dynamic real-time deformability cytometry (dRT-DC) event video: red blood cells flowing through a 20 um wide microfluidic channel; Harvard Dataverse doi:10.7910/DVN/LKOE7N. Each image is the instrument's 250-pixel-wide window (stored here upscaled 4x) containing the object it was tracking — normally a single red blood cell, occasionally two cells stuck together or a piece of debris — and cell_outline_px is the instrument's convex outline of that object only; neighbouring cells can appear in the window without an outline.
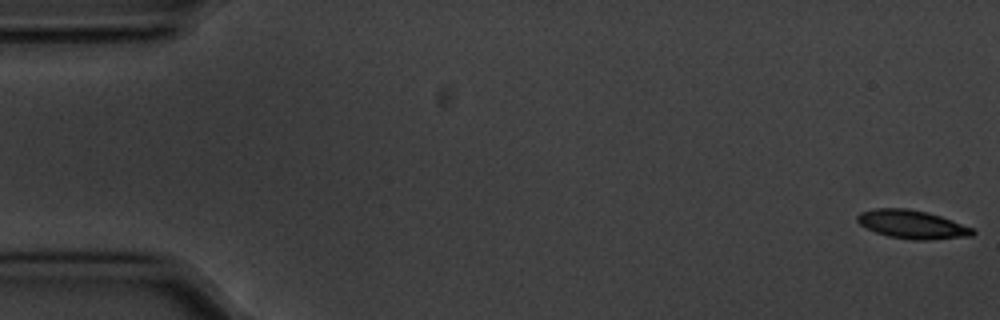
{"species": "common noctule bat (a hibernating species)", "species_latin": "Nyctalus noctula", "temperature_condition": "cold", "stored_images_in_passage": 45, "camera_frame_rate_fps": 3000, "um_per_image_px": 0.085, "animal": {"sex": "male", "body_mass_g": 20.1, "forearm_length_mm": 53.5}, "frame": {"image": 1, "passage_image": 1, "time_ms": 0.0, "image_size_px": [1000, 320], "cell_outline_px": [[976, 232], [972, 236], [928, 240], [916, 240], [888, 236], [876, 232], [860, 224], [856, 220], [856, 216], [860, 212], [876, 208], [908, 208], [928, 212], [952, 220], [972, 228]], "centroid_in_image_um": [77.53, 19.07], "position_along_channel_um": 7.5, "area_um2": 19.07}}
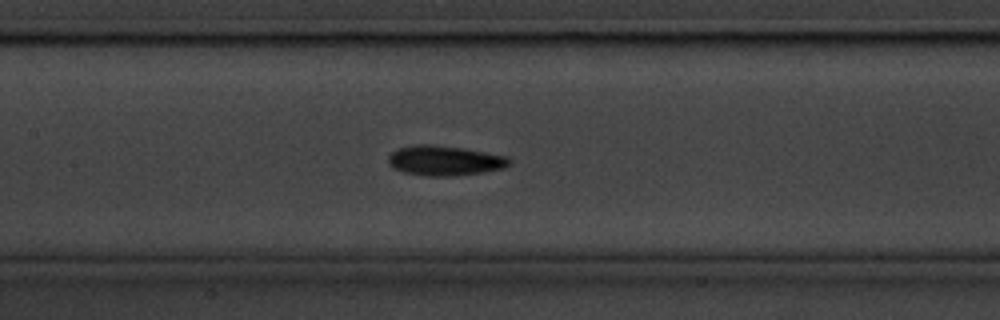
{"frame": {"image": 2, "passage_image": 26, "time_ms": 8.333, "image_size_px": [1000, 320], "cell_outline_px": [[512, 164], [504, 168], [484, 172], [448, 176], [428, 176], [404, 172], [388, 164], [388, 156], [396, 148], [412, 144], [432, 144], [460, 148], [508, 156], [512, 160]], "centroid_in_image_um": [37.8, 13.64], "position_along_channel_um": 169.6, "area_um2": 21.15}}
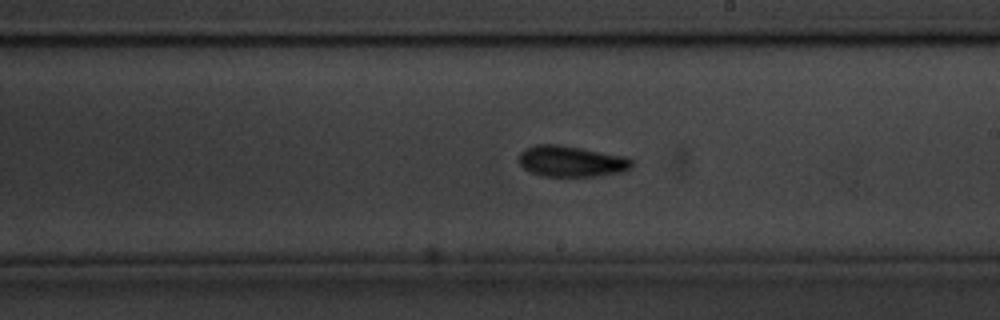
{"frame": {"image": 3, "passage_image": 32, "time_ms": 10.333, "image_size_px": [1000, 320], "cell_outline_px": [[632, 168], [624, 172], [600, 176], [540, 176], [528, 172], [520, 164], [520, 152], [524, 148], [536, 144], [560, 144], [624, 156], [632, 160]], "centroid_in_image_um": [48.55, 13.71], "position_along_channel_um": 240.4, "area_um2": 20.63}, "authors_computed_cell_mechanics": {"area_um2": 19.7098, "velocity_mm_per_s": 3.5563, "shape_relaxation_time_tau1_ms": 2.9783, "shape_relaxation_time_tau2_ms": 4.5176, "deformation_change_tau1": 0.1278, "deformation_change_tau2": 0.1352}}